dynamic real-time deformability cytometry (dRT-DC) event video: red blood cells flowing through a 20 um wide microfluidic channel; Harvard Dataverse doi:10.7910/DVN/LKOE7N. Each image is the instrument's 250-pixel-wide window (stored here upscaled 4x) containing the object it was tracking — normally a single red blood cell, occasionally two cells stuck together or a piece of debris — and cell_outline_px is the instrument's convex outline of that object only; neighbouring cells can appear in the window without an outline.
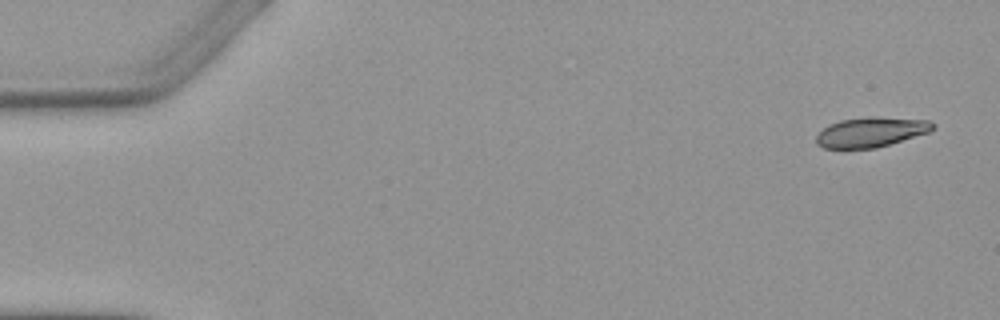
{"species": "Egyptian fruit bat (a non-hibernating species)", "species_latin": "Rousettus aegyptiacus", "temperature_condition": "warm", "stored_images_in_passage": 5, "camera_frame_rate_fps": 3000, "um_per_image_px": 0.085, "animal": {"sex": "female"}, "frame": {"image": 1, "passage_image": 1, "time_ms": 0.0, "image_size_px": [1000, 320], "cell_outline_px": [[936, 128], [928, 132], [876, 148], [824, 148], [816, 144], [816, 136], [828, 124], [840, 120], [868, 116], [872, 116], [928, 120], [936, 124]], "centroid_in_image_um": [74.03, 11.21], "position_along_channel_um": 11.0, "area_um2": 20.29}}
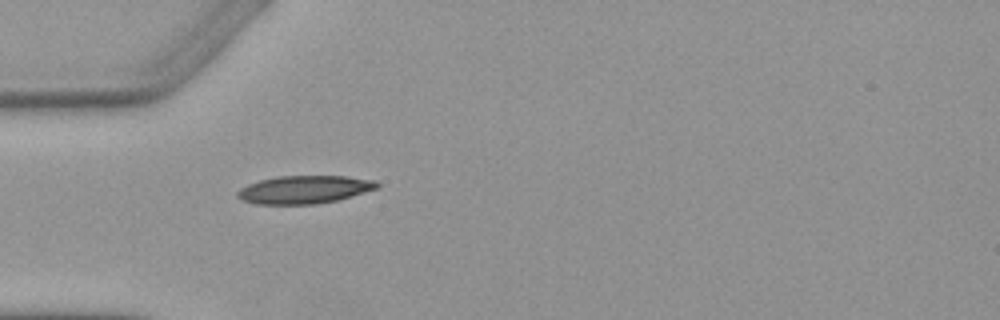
{"frame": {"image": 2, "passage_image": 5, "time_ms": 4.667, "image_size_px": [1000, 320], "cell_outline_px": [[380, 188], [336, 200], [316, 204], [256, 204], [244, 200], [236, 196], [236, 192], [240, 188], [248, 184], [260, 180], [280, 176], [348, 176], [376, 180], [380, 184]], "centroid_in_image_um": [25.9, 16.11], "position_along_channel_um": 59.1, "area_um2": 22.77}}